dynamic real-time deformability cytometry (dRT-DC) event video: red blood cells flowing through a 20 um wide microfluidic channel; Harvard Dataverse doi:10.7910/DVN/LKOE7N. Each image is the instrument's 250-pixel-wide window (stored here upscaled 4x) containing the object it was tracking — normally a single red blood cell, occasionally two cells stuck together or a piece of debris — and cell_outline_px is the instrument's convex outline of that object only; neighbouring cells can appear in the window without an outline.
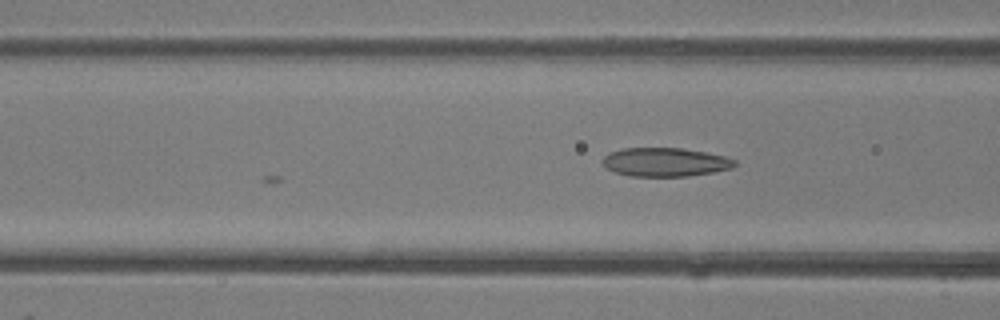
{"species": "common noctule bat (a hibernating species)", "species_latin": "Nyctalus noctula", "temperature_condition": "room temperature", "stored_images_in_passage": 6, "camera_frame_rate_fps": 3000, "um_per_image_px": 0.085, "animal": {"sex": "female"}, "frame": {"image": 1, "passage_image": 6, "time_ms": 1.667, "image_size_px": [1000, 320], "cell_outline_px": [[736, 164], [732, 168], [712, 172], [688, 176], [628, 176], [616, 172], [608, 168], [600, 160], [608, 152], [624, 148], [680, 148], [704, 152], [724, 156], [736, 160]], "centroid_in_image_um": [56.51, 13.77], "position_along_channel_um": 110.1, "area_um2": 22.02}}